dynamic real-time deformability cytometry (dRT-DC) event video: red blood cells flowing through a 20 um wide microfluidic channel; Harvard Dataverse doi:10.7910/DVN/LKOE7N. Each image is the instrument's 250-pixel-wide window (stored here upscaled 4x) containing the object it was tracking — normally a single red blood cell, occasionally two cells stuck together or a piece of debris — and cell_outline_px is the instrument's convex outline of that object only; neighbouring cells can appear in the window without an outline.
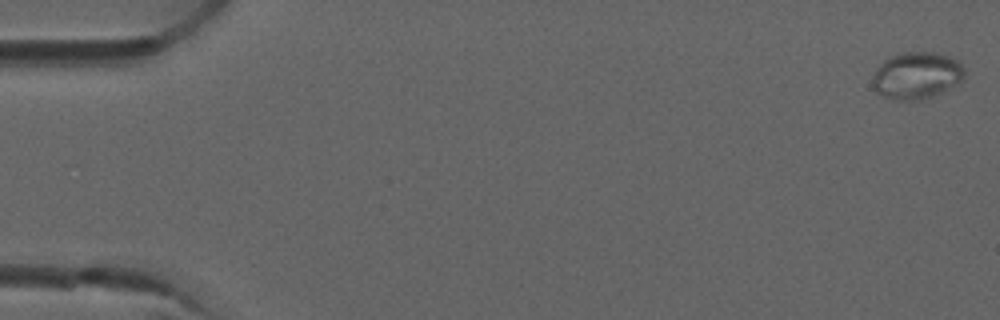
{"species": "common noctule bat (a hibernating species)", "species_latin": "Nyctalus noctula", "temperature_condition": "room temperature", "stored_images_in_passage": 5, "camera_frame_rate_fps": 3000, "um_per_image_px": 0.085, "animal": {"sex": "male", "forearm_length_mm": 52.5}, "frame": {"image": 1, "passage_image": 1, "time_ms": 0.0, "image_size_px": [1000, 320], "cell_outline_px": [[964, 76], [960, 80], [940, 92], [932, 96], [920, 100], [896, 100], [884, 96], [876, 92], [872, 84], [872, 76], [876, 68], [884, 60], [900, 52], [932, 52], [948, 56], [956, 60], [964, 68]], "centroid_in_image_um": [77.85, 6.41], "position_along_channel_um": 7.1, "area_um2": 24.85}}